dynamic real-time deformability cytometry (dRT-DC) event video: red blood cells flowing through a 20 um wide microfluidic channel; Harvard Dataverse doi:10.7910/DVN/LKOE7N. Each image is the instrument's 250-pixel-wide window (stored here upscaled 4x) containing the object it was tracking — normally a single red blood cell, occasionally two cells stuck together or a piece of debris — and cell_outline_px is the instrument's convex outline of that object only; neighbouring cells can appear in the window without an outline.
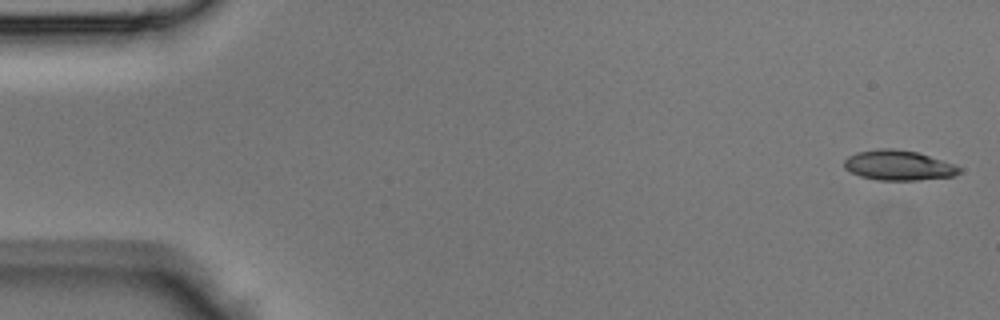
{"species": "Egyptian fruit bat (a non-hibernating species)", "species_latin": "Rousettus aegyptiacus", "temperature_condition": "room temperature", "stored_images_in_passage": 43, "camera_frame_rate_fps": 3000, "um_per_image_px": 0.085, "animal": {"sex": "male"}, "frame": {"image": 1, "passage_image": 1, "time_ms": 0.0, "image_size_px": [1000, 320], "cell_outline_px": [[960, 172], [952, 176], [916, 180], [880, 180], [860, 176], [844, 168], [844, 160], [848, 156], [856, 152], [880, 148], [892, 148], [916, 152], [952, 164], [960, 168]], "centroid_in_image_um": [76.3, 14.05], "position_along_channel_um": 8.7, "area_um2": 19.77}}
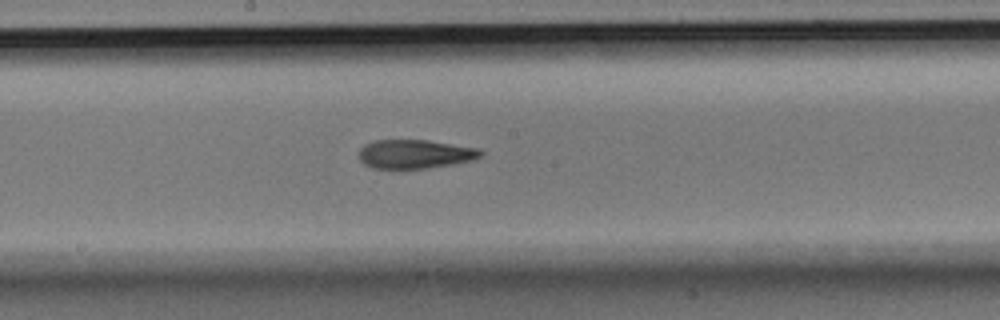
{"frame": {"image": 2, "passage_image": 23, "time_ms": 7.333, "image_size_px": [1000, 320], "cell_outline_px": [[484, 152], [480, 156], [472, 160], [424, 168], [372, 168], [364, 164], [360, 160], [360, 148], [364, 144], [372, 140], [428, 140], [480, 148]], "centroid_in_image_um": [35.25, 13.07], "position_along_channel_um": 212.9, "area_um2": 20.35}}
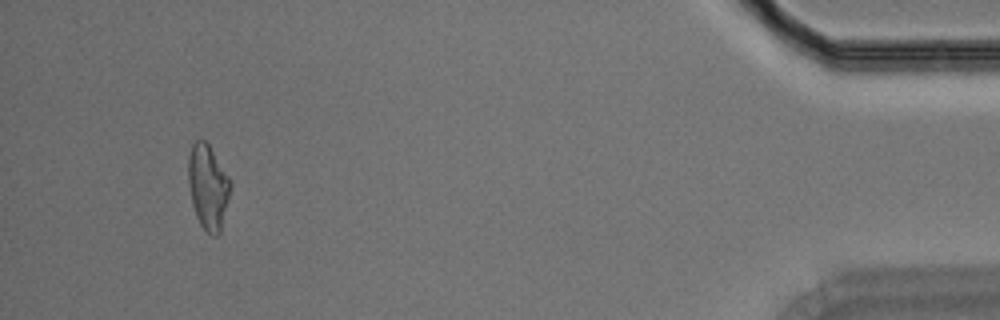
{"frame": {"image": 3, "passage_image": 41, "time_ms": 13.333, "image_size_px": [1000, 320], "cell_outline_px": [[232, 184], [220, 232], [216, 236], [212, 236], [200, 224], [196, 216], [192, 204], [188, 184], [188, 156], [192, 144], [196, 140], [204, 140], [208, 144], [232, 180]], "centroid_in_image_um": [17.68, 15.87], "position_along_channel_um": 417.5, "area_um2": 20.87}}